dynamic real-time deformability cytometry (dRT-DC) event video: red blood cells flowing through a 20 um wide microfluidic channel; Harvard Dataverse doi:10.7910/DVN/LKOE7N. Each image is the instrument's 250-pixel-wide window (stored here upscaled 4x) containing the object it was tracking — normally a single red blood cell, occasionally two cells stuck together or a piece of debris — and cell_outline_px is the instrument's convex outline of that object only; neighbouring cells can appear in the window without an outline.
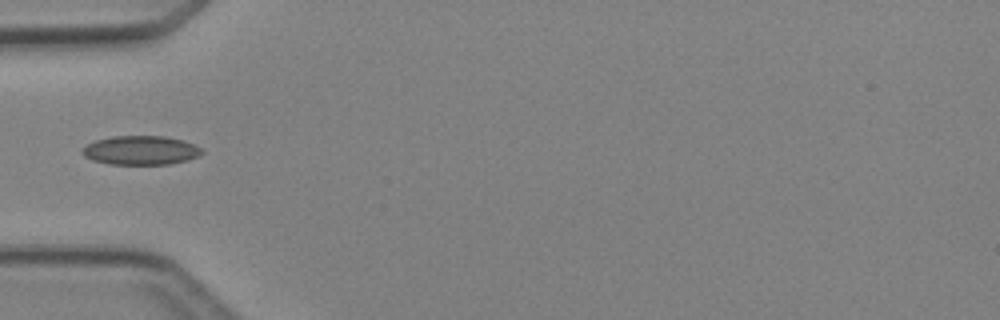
{"species": "Egyptian fruit bat (a non-hibernating species)", "species_latin": "Rousettus aegyptiacus", "temperature_condition": "cold", "stored_images_in_passage": 4, "camera_frame_rate_fps": 3000, "um_per_image_px": 0.085, "animal": {"sex": "female"}, "frame": {"image": 1, "passage_image": 3, "time_ms": 3.333, "image_size_px": [1000, 320], "cell_outline_px": [[204, 152], [200, 156], [188, 160], [168, 164], [108, 164], [92, 160], [84, 156], [80, 152], [80, 148], [96, 140], [112, 136], [164, 136], [184, 140], [200, 148]], "centroid_in_image_um": [11.94, 12.78], "position_along_channel_um": 73.1, "area_um2": 20.35}}
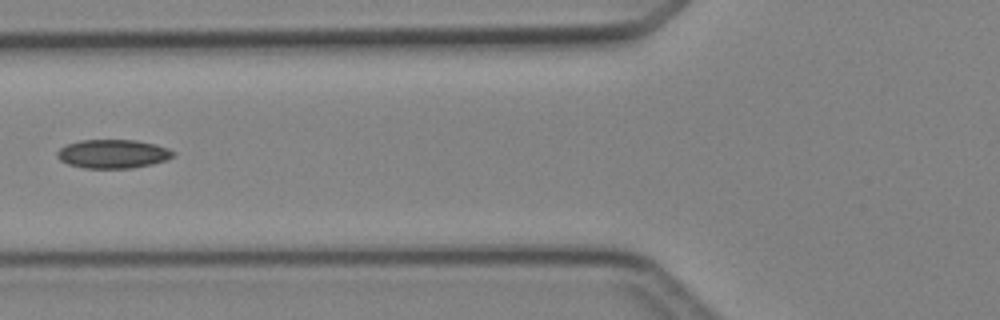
{"frame": {"image": 2, "passage_image": 4, "time_ms": 4.333, "image_size_px": [1000, 320], "cell_outline_px": [[176, 156], [152, 164], [132, 168], [84, 168], [68, 164], [60, 160], [56, 156], [56, 152], [60, 148], [68, 144], [80, 140], [136, 140], [156, 144], [168, 148], [176, 152]], "centroid_in_image_um": [9.61, 13.08], "position_along_channel_um": 116.2, "area_um2": 19.54}}